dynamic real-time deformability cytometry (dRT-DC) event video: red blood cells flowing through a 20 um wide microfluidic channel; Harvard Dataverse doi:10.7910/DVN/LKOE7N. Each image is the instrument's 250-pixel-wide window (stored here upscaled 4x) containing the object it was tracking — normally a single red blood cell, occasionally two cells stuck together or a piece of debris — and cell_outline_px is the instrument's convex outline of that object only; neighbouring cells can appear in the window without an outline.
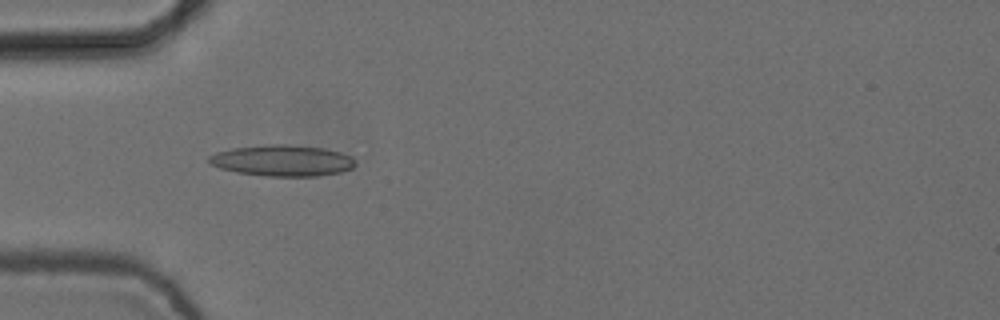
{"species": "common noctule bat (a hibernating species)", "species_latin": "Nyctalus noctula", "temperature_condition": "cold", "stored_images_in_passage": 6, "camera_frame_rate_fps": 3000, "um_per_image_px": 0.085, "animal": {"sex": "female", "body_mass_g": 24.6, "forearm_length_mm": 56.2}, "frame": {"image": 1, "passage_image": 5, "time_ms": 1.333, "image_size_px": [1000, 320], "cell_outline_px": [[356, 164], [352, 168], [340, 172], [316, 176], [268, 176], [236, 172], [220, 168], [208, 164], [208, 156], [216, 152], [232, 148], [268, 144], [284, 144], [324, 148], [340, 152], [352, 156], [356, 160]], "centroid_in_image_um": [23.99, 13.64], "position_along_channel_um": 61.0, "area_um2": 26.7}}
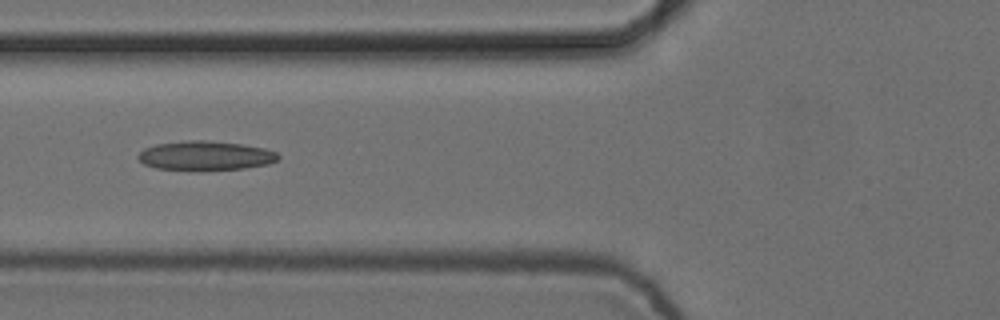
{"frame": {"image": 2, "passage_image": 6, "time_ms": 1.667, "image_size_px": [1000, 320], "cell_outline_px": [[280, 156], [276, 160], [268, 164], [244, 168], [156, 168], [144, 164], [136, 156], [144, 148], [156, 144], [188, 140], [208, 140], [240, 144], [264, 148], [276, 152]], "centroid_in_image_um": [17.46, 13.19], "position_along_channel_um": 108.3, "area_um2": 23.06}}